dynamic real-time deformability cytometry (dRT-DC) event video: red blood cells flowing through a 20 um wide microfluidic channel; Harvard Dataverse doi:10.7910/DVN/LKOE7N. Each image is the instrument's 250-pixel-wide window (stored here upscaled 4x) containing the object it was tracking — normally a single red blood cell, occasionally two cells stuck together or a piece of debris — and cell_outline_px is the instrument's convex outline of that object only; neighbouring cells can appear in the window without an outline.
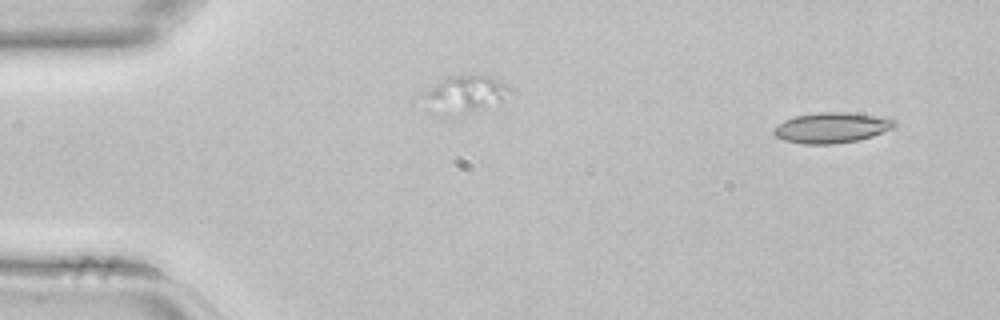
{"species": "common noctule bat (a hibernating species)", "species_latin": "Nyctalus noctula", "temperature_condition": "room temperature", "stored_images_in_passage": 2, "segment_of_instrument_passage": [2, 2], "camera_frame_rate_fps": 3000, "um_per_image_px": 0.085, "animal": {"sex": "female", "body_mass_g": 22.7, "forearm_length_mm": 54.2}, "frame": {"image": 1, "passage_image": 2, "time_ms": 0.333, "image_size_px": [1000, 320], "cell_outline_px": [[896, 124], [892, 128], [872, 136], [860, 140], [836, 144], [800, 144], [784, 140], [776, 136], [772, 132], [772, 128], [776, 124], [784, 120], [796, 116], [820, 112], [848, 112], [888, 116], [896, 120]], "centroid_in_image_um": [70.71, 10.85], "position_along_channel_um": 14.3, "area_um2": 21.91}}